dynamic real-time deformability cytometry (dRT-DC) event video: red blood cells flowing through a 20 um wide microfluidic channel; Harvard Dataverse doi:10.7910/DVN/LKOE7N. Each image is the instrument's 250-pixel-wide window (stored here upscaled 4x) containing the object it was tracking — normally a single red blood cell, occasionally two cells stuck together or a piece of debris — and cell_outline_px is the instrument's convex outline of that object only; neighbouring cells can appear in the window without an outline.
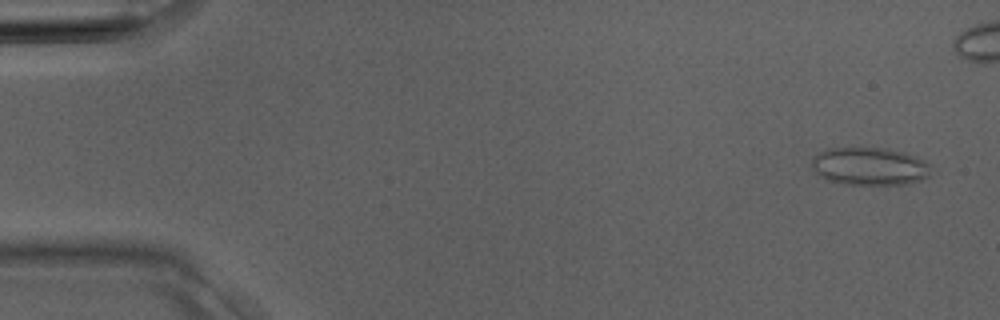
{"species": "Egyptian fruit bat (a non-hibernating species)", "species_latin": "Rousettus aegyptiacus", "temperature_condition": "room temperature", "stored_images_in_passage": 4, "camera_frame_rate_fps": 3000, "um_per_image_px": 0.085, "animal": {"sex": "male"}, "frame": {"image": 1, "passage_image": 1, "time_ms": 0.0, "image_size_px": [1000, 320], "cell_outline_px": [[928, 176], [920, 180], [904, 184], [844, 184], [824, 180], [812, 168], [812, 156], [828, 148], [888, 148], [904, 152], [916, 156], [924, 160], [928, 164]], "centroid_in_image_um": [73.86, 14.13], "position_along_channel_um": 11.1, "area_um2": 26.24}}